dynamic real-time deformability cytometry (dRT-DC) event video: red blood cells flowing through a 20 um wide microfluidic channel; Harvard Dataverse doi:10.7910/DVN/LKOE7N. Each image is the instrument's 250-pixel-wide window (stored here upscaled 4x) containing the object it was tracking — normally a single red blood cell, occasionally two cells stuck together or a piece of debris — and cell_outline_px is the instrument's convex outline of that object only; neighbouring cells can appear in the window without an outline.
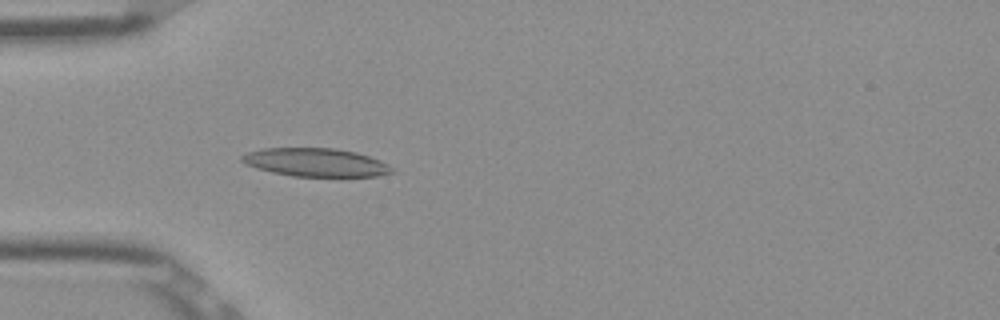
{"species": "Egyptian fruit bat (a non-hibernating species)", "species_latin": "Rousettus aegyptiacus", "temperature_condition": "room temperature", "stored_images_in_passage": 38, "camera_frame_rate_fps": 3000, "um_per_image_px": 0.085, "frame": {"image": 1, "passage_image": 9, "time_ms": 2.667, "image_size_px": [1000, 320], "cell_outline_px": [[396, 172], [376, 176], [292, 176], [272, 172], [256, 168], [244, 164], [240, 160], [240, 156], [248, 152], [264, 148], [336, 148], [356, 152], [380, 160], [388, 164]], "centroid_in_image_um": [26.82, 13.8], "position_along_channel_um": 58.2, "area_um2": 24.8}}
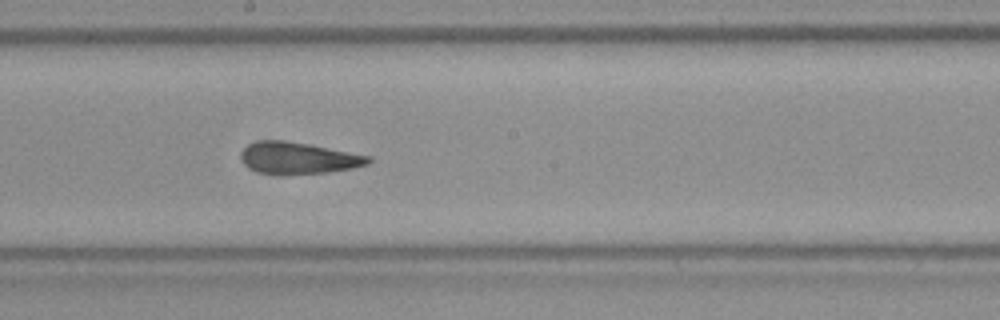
{"frame": {"image": 2, "passage_image": 22, "time_ms": 7.0, "image_size_px": [1000, 320], "cell_outline_px": [[372, 160], [368, 164], [352, 168], [328, 172], [260, 172], [248, 168], [240, 160], [240, 152], [248, 144], [260, 140], [284, 140], [308, 144], [372, 156]], "centroid_in_image_um": [25.35, 13.39], "position_along_channel_um": 222.8, "area_um2": 22.95}}
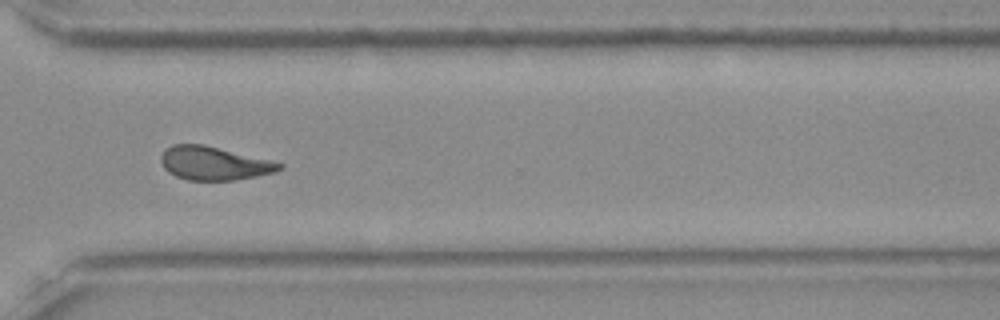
{"frame": {"image": 3, "passage_image": 32, "time_ms": 10.333, "image_size_px": [1000, 320], "cell_outline_px": [[284, 168], [276, 172], [236, 180], [188, 180], [176, 176], [168, 172], [164, 168], [160, 160], [160, 156], [164, 148], [172, 144], [204, 144], [284, 164]], "centroid_in_image_um": [18.15, 13.88], "position_along_channel_um": 352.4, "area_um2": 23.12}, "authors_computed_cell_mechanics": {"area_um2": 23.9581, "velocity_mm_per_s": 3.8901, "shape_relaxation_time_tau1_ms": 7.9672, "shape_relaxation_time_tau2_ms": 3.2032, "deformation_change_tau1": 0.1814, "deformation_change_tau2": 0.1119}}